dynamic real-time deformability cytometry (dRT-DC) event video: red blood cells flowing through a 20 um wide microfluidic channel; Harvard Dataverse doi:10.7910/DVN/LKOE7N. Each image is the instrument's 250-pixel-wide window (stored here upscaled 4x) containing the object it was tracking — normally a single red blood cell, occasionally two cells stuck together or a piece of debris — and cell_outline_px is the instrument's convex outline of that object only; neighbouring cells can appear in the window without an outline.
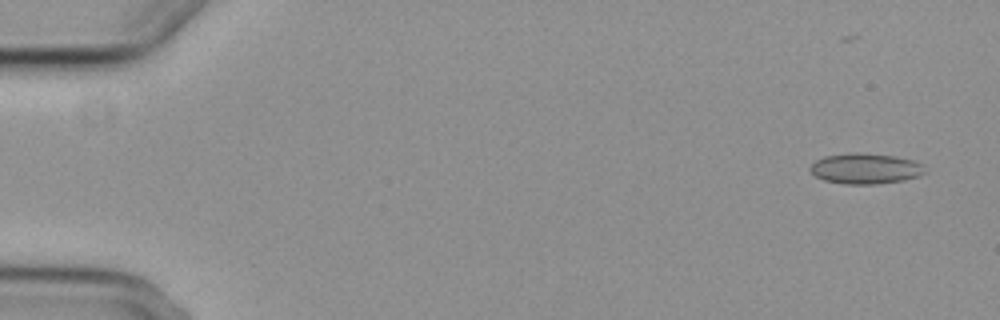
{"species": "common noctule bat (a hibernating species)", "species_latin": "Nyctalus noctula", "temperature_condition": "cold", "stored_images_in_passage": 5, "camera_frame_rate_fps": 3000, "um_per_image_px": 0.085, "animal": {"sex": "female", "body_mass_g": 29.2, "forearm_length_mm": 56.3}, "frame": {"image": 1, "passage_image": 1, "time_ms": 0.0, "image_size_px": [1000, 320], "cell_outline_px": [[924, 172], [920, 176], [904, 180], [872, 184], [844, 184], [824, 180], [816, 176], [808, 168], [816, 160], [824, 156], [848, 152], [860, 152], [896, 156], [912, 160], [924, 164]], "centroid_in_image_um": [73.55, 14.31], "position_along_channel_um": 11.4, "area_um2": 20.58}}
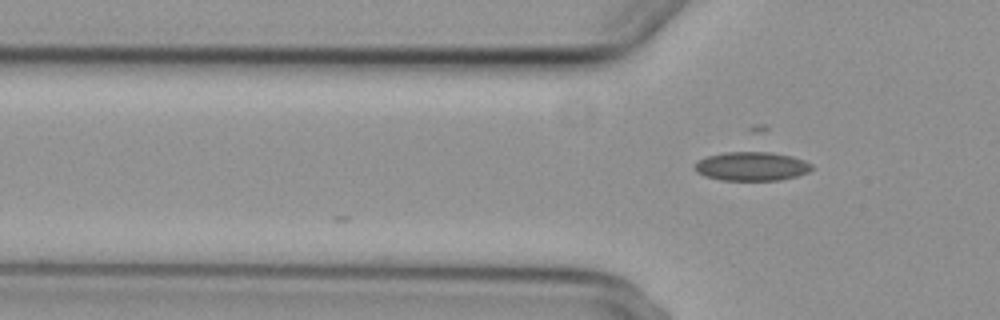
{"frame": {"image": 2, "passage_image": 5, "time_ms": 5.0, "image_size_px": [1000, 320], "cell_outline_px": [[812, 168], [808, 172], [796, 176], [780, 180], [720, 180], [704, 176], [696, 172], [692, 168], [696, 160], [708, 156], [724, 152], [752, 148], [756, 148], [792, 156], [804, 160], [812, 164]], "centroid_in_image_um": [63.84, 14.08], "position_along_channel_um": 62.0, "area_um2": 20.69}}